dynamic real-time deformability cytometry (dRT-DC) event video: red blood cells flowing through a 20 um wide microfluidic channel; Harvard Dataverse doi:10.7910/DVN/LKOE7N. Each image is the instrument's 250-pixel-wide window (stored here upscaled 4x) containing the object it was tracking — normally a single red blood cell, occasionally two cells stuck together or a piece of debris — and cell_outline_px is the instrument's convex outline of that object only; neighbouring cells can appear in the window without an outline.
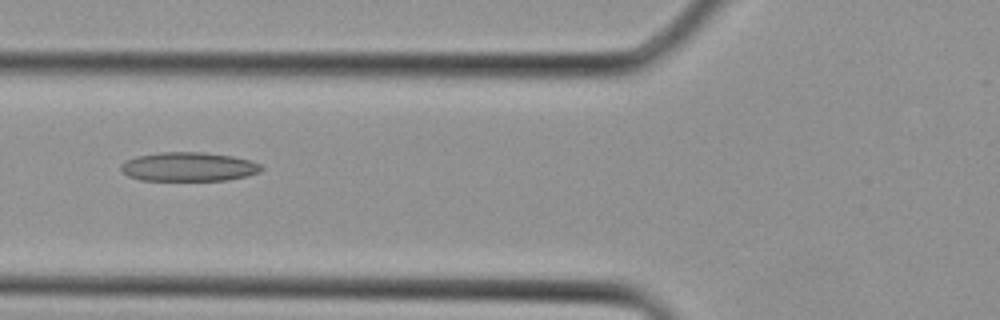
{"species": "Egyptian fruit bat (a non-hibernating species)", "species_latin": "Rousettus aegyptiacus", "temperature_condition": "cold", "stored_images_in_passage": 4, "camera_frame_rate_fps": 3000, "um_per_image_px": 0.085, "animal": {"sex": "female"}, "frame": {"image": 1, "passage_image": 3, "time_ms": 0.667, "image_size_px": [1000, 320], "cell_outline_px": [[264, 168], [260, 172], [248, 176], [228, 180], [140, 180], [128, 176], [120, 168], [120, 164], [124, 160], [136, 156], [160, 152], [204, 152], [232, 156], [252, 160], [260, 164]], "centroid_in_image_um": [16.04, 14.17], "position_along_channel_um": 109.8, "area_um2": 23.99}}